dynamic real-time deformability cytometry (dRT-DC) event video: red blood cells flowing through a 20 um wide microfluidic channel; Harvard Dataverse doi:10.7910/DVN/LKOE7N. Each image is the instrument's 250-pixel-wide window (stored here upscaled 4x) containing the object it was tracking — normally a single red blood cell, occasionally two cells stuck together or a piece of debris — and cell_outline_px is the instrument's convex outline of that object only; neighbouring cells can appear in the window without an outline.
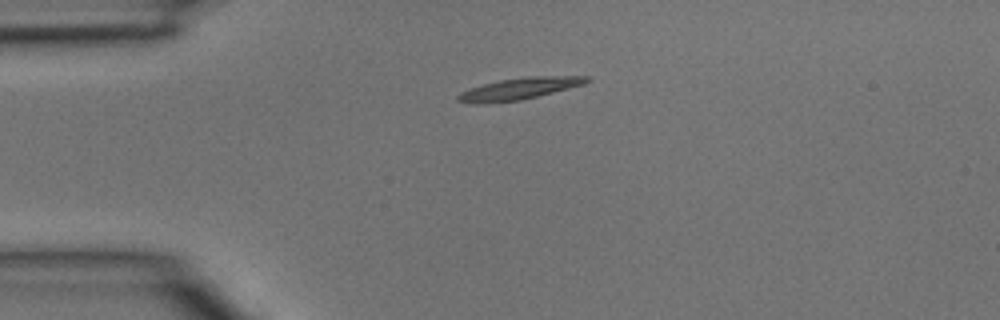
{"species": "common noctule bat (a hibernating species)", "species_latin": "Nyctalus noctula", "temperature_condition": "room temperature", "stored_images_in_passage": 2, "camera_frame_rate_fps": 3000, "um_per_image_px": 0.085, "animal": {"sex": "male", "body_mass_g": 15.6}, "frame": {"image": 1, "passage_image": 1, "time_ms": 0.0, "image_size_px": [1000, 320], "cell_outline_px": [[592, 80], [584, 84], [520, 100], [484, 104], [476, 104], [456, 100], [456, 96], [460, 92], [468, 88], [500, 80], [532, 76], [588, 76]], "centroid_in_image_um": [44.09, 7.54], "position_along_channel_um": 40.9, "area_um2": 16.18}}